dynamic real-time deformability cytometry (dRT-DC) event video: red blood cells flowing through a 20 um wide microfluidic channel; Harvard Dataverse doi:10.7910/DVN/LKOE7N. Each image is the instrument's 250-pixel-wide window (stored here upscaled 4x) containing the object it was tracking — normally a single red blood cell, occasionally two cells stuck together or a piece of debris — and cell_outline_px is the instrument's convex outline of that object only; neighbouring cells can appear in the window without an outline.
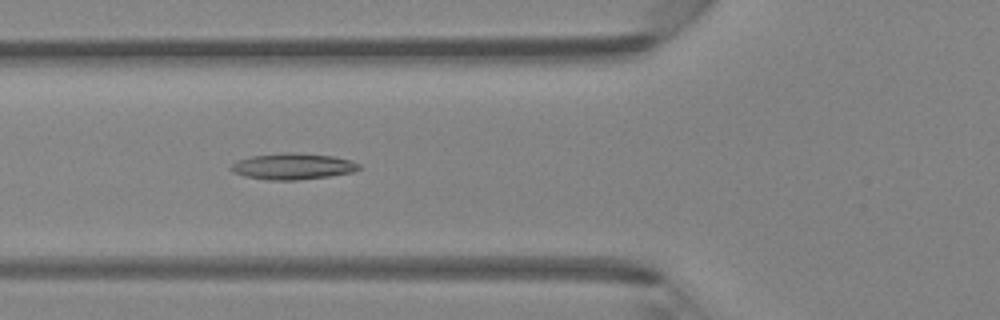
{"species": "Egyptian fruit bat (a non-hibernating species)", "species_latin": "Rousettus aegyptiacus", "temperature_condition": "room temperature", "stored_images_in_passage": 35, "camera_frame_rate_fps": 3000, "um_per_image_px": 0.085, "animal": {"sex": "female"}, "frame": {"image": 1, "passage_image": 5, "time_ms": 1.333, "image_size_px": [1000, 320], "cell_outline_px": [[360, 168], [352, 172], [328, 176], [296, 180], [268, 180], [244, 176], [232, 172], [228, 168], [236, 160], [252, 156], [280, 152], [292, 152], [332, 156], [348, 160], [360, 164]], "centroid_in_image_um": [24.81, 14.13], "position_along_channel_um": 101.0, "area_um2": 19.54}}
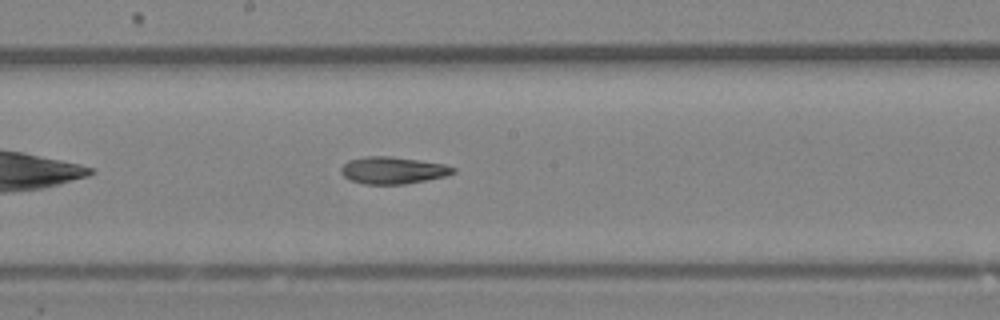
{"frame": {"image": 2, "passage_image": 13, "time_ms": 4.0, "image_size_px": [1000, 320], "cell_outline_px": [[456, 172], [444, 176], [404, 184], [364, 184], [348, 180], [340, 172], [340, 168], [348, 160], [364, 156], [392, 156], [444, 164], [456, 168]], "centroid_in_image_um": [33.35, 14.47], "position_along_channel_um": 214.9, "area_um2": 17.69}}
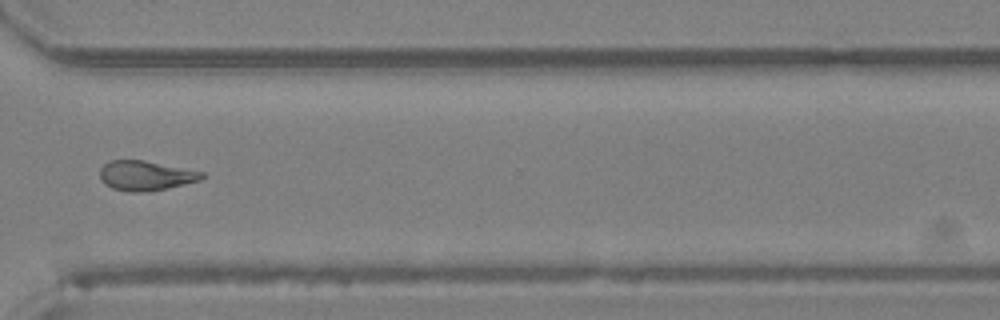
{"frame": {"image": 3, "passage_image": 23, "time_ms": 7.333, "image_size_px": [1000, 320], "cell_outline_px": [[208, 176], [200, 180], [168, 188], [140, 192], [128, 192], [112, 188], [104, 184], [100, 176], [100, 168], [108, 160], [144, 160], [204, 172]], "centroid_in_image_um": [12.38, 14.92], "position_along_channel_um": 358.2, "area_um2": 17.74}, "authors_computed_cell_mechanics": {"area_um2": 18.0914, "velocity_mm_per_s": 4.2866, "shape_relaxation_time_tau1_ms": 8.7251, "shape_relaxation_time_tau2_ms": 5.9159, "deformation_change_tau1": 0.1925, "deformation_change_tau2": 0.1644}}